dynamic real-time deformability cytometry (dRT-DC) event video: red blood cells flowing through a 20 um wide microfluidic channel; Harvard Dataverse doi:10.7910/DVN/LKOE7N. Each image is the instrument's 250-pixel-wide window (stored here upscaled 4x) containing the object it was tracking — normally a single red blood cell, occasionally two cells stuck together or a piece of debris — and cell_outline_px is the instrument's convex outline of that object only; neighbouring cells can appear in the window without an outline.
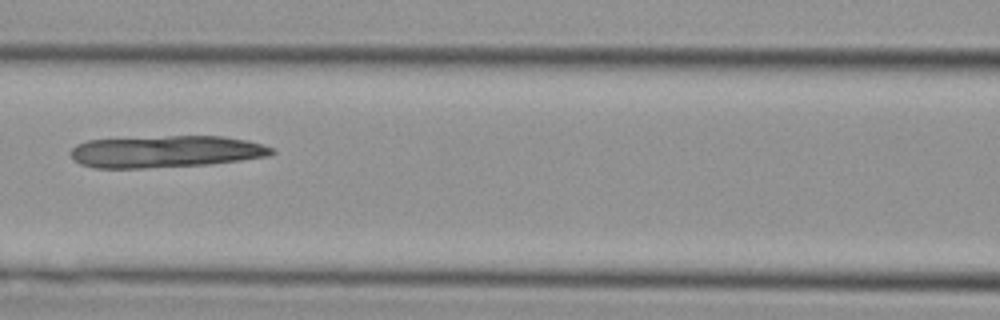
{"species": "Egyptian fruit bat (a non-hibernating species)", "species_latin": "Rousettus aegyptiacus", "temperature_condition": "cold", "stored_images_in_passage": 21, "camera_frame_rate_fps": 3000, "um_per_image_px": 0.085, "animal": {"sex": "female"}, "frame": {"image": 1, "passage_image": 8, "time_ms": 2.333, "image_size_px": [1000, 320], "cell_outline_px": [[276, 152], [268, 156], [240, 160], [208, 164], [144, 168], [96, 168], [80, 164], [72, 160], [68, 152], [76, 144], [88, 140], [168, 136], [224, 136], [248, 140], [276, 148]], "centroid_in_image_um": [14.08, 12.88], "position_along_channel_um": 152.5, "area_um2": 37.69}}
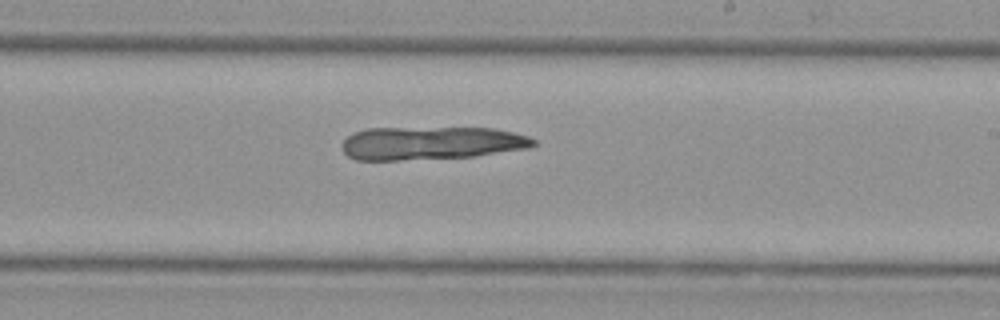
{"frame": {"image": 2, "passage_image": 15, "time_ms": 4.667, "image_size_px": [1000, 320], "cell_outline_px": [[536, 144], [528, 148], [476, 156], [400, 160], [356, 160], [348, 156], [340, 148], [340, 144], [352, 132], [368, 128], [492, 128], [512, 132], [528, 136], [536, 140]], "centroid_in_image_um": [36.6, 12.16], "position_along_channel_um": 252.4, "area_um2": 37.17}}
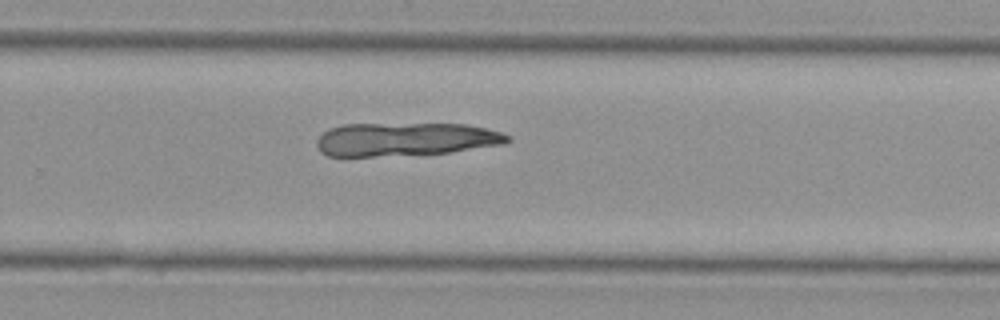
{"frame": {"image": 3, "passage_image": 18, "time_ms": 5.667, "image_size_px": [1000, 320], "cell_outline_px": [[512, 140], [504, 144], [452, 152], [372, 156], [328, 156], [320, 152], [316, 148], [316, 140], [324, 132], [332, 128], [344, 124], [468, 124], [500, 132], [512, 136]], "centroid_in_image_um": [34.48, 11.84], "position_along_channel_um": 295.3, "area_um2": 37.05}}